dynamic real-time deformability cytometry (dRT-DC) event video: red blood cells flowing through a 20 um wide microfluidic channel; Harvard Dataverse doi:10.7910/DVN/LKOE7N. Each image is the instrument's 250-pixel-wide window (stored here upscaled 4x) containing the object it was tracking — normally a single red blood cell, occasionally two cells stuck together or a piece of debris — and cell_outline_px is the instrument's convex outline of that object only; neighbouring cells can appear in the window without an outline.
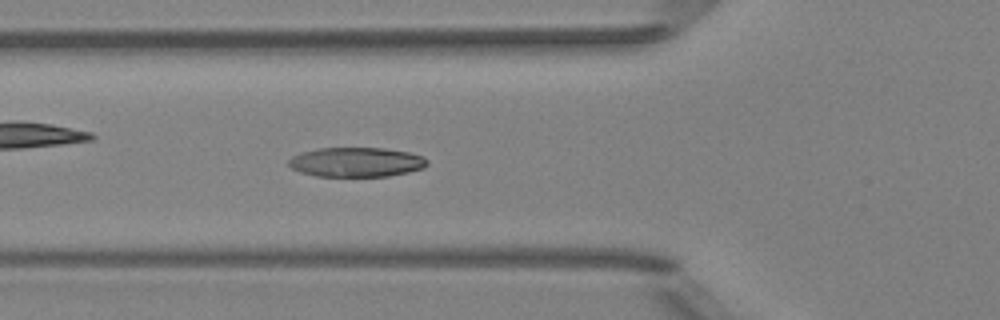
{"species": "Egyptian fruit bat (a non-hibernating species)", "species_latin": "Rousettus aegyptiacus", "temperature_condition": "room temperature", "stored_images_in_passage": 6, "camera_frame_rate_fps": 3000, "um_per_image_px": 0.085, "animal": {"sex": "female"}, "frame": {"image": 1, "passage_image": 6, "time_ms": 6.333, "image_size_px": [1000, 320], "cell_outline_px": [[428, 164], [424, 168], [408, 172], [388, 176], [316, 176], [300, 172], [292, 168], [288, 164], [288, 160], [292, 156], [304, 152], [320, 148], [384, 148], [408, 152], [424, 156], [428, 160]], "centroid_in_image_um": [30.32, 13.78], "position_along_channel_um": 95.5, "area_um2": 23.81}}